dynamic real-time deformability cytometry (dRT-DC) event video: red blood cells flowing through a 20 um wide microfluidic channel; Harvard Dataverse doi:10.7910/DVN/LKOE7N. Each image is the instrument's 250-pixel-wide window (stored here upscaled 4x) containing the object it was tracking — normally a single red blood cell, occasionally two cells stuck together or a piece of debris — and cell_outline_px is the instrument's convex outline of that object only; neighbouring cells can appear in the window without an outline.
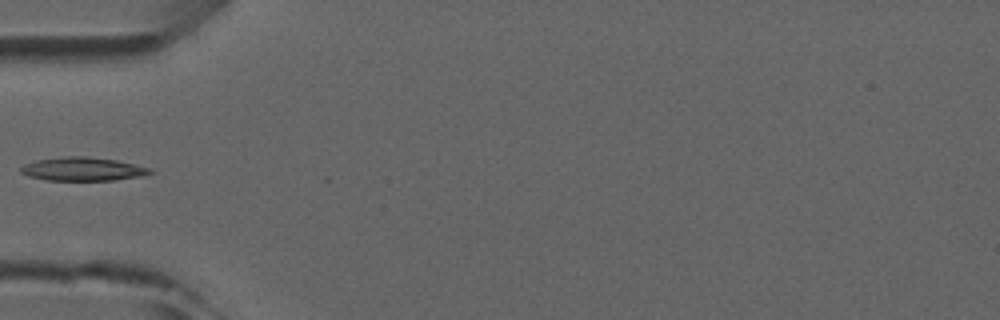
{"species": "common noctule bat (a hibernating species)", "species_latin": "Nyctalus noctula", "temperature_condition": "room temperature", "stored_images_in_passage": 6, "camera_frame_rate_fps": 3000, "um_per_image_px": 0.085, "animal": {"sex": "male", "forearm_length_mm": 52.5}, "frame": {"image": 1, "passage_image": 5, "time_ms": 4.667, "image_size_px": [1000, 320], "cell_outline_px": [[152, 172], [144, 176], [112, 180], [48, 180], [28, 176], [20, 172], [20, 168], [24, 164], [36, 160], [64, 156], [84, 156], [116, 160], [152, 168]], "centroid_in_image_um": [7.03, 14.36], "position_along_channel_um": 78.0, "area_um2": 17.69}}
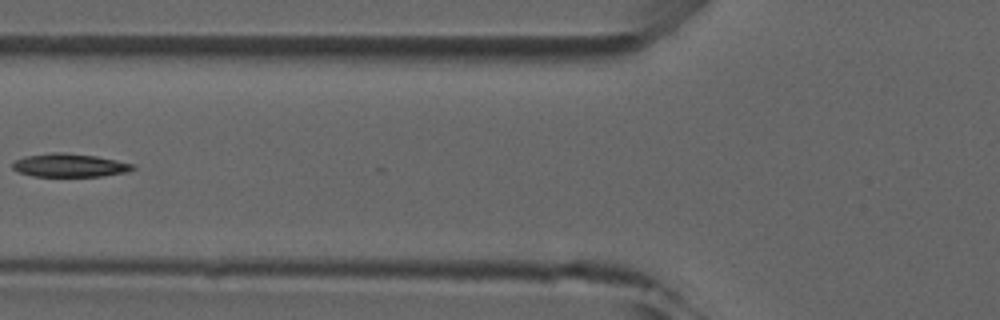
{"frame": {"image": 2, "passage_image": 6, "time_ms": 5.667, "image_size_px": [1000, 320], "cell_outline_px": [[136, 168], [128, 172], [100, 176], [32, 176], [16, 172], [12, 168], [12, 164], [16, 160], [24, 156], [52, 152], [64, 152], [96, 156], [136, 164]], "centroid_in_image_um": [5.91, 14.05], "position_along_channel_um": 119.9, "area_um2": 16.53}}